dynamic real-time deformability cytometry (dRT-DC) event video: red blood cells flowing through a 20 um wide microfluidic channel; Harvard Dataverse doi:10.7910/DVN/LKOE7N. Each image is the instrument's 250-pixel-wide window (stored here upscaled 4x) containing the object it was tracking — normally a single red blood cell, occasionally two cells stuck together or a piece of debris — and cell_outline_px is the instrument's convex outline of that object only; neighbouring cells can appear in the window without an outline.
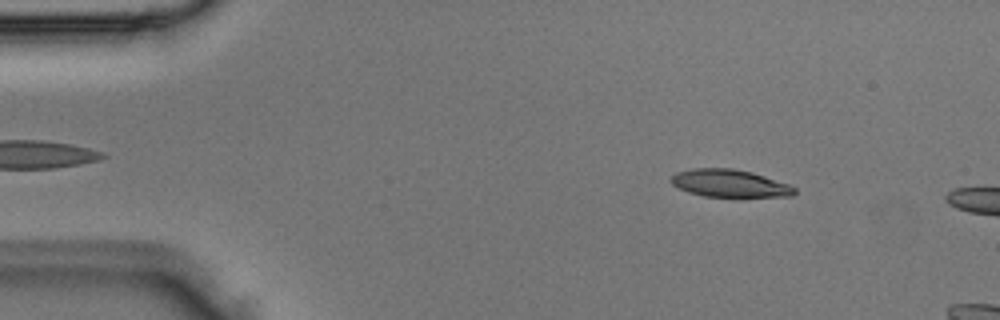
{"species": "Egyptian fruit bat (a non-hibernating species)", "species_latin": "Rousettus aegyptiacus", "temperature_condition": "room temperature", "stored_images_in_passage": 2, "camera_frame_rate_fps": 3000, "um_per_image_px": 0.085, "animal": {"sex": "male"}, "frame": {"image": 1, "passage_image": 1, "time_ms": 0.0, "image_size_px": [1000, 320], "cell_outline_px": [[796, 192], [792, 196], [704, 196], [688, 192], [672, 184], [668, 180], [676, 172], [692, 168], [732, 168], [752, 172], [788, 184], [796, 188]], "centroid_in_image_um": [61.98, 15.57], "position_along_channel_um": 23.0, "area_um2": 19.65}}